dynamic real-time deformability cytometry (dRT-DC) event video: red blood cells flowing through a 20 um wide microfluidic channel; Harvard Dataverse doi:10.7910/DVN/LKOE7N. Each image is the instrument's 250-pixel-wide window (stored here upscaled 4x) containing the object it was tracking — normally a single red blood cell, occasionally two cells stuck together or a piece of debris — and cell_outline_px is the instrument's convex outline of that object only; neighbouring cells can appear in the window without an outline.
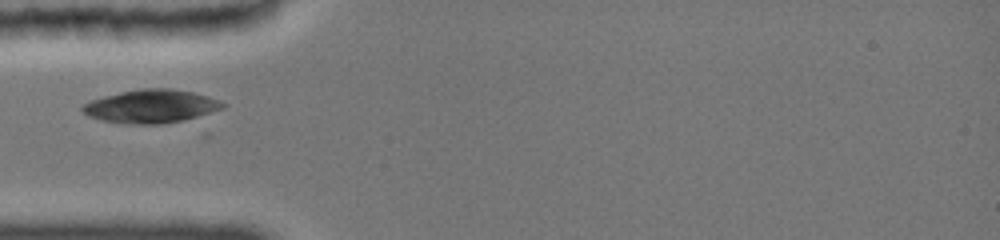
{"species": "common noctule bat (a hibernating species)", "species_latin": "Nyctalus noctula", "temperature_condition": "cold", "stored_images_in_passage": 7, "camera_frame_rate_fps": 3000, "um_per_image_px": 0.085, "animal": {"sex": "female", "body_mass_g": 19.0, "forearm_length_mm": 51.5}, "frame": {"image": 1, "passage_image": 1, "time_ms": 0.0, "image_size_px": [1000, 240], "cell_outline_px": [[224, 108], [196, 116], [180, 120], [156, 124], [140, 124], [104, 120], [92, 116], [84, 112], [80, 108], [88, 100], [120, 92], [140, 88], [168, 88], [192, 92], [208, 96], [220, 100], [224, 104]], "centroid_in_image_um": [12.83, 9.0], "position_along_channel_um": 72.2, "area_um2": 26.59}}